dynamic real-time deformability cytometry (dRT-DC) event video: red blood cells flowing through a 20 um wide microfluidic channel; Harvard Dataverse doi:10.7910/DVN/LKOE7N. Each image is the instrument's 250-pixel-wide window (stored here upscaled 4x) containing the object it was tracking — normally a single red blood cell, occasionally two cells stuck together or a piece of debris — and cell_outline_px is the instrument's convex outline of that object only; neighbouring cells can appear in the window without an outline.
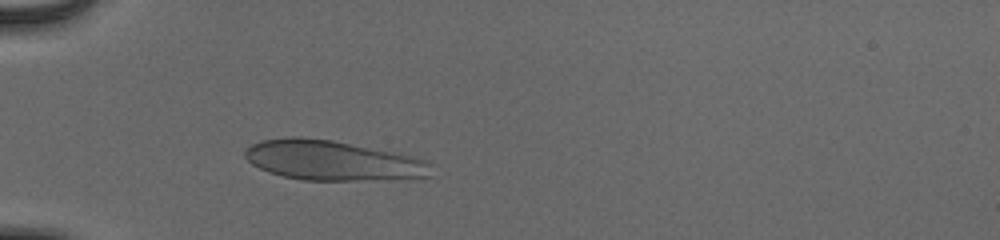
{"species": "human", "species_latin": "Homo sapiens", "temperature_condition": "cold", "stored_images_in_passage": 42, "camera_frame_rate_fps": 3000, "um_per_image_px": 0.085, "donor": {"sex": "male"}, "frame": {"image": 1, "passage_image": 6, "time_ms": 1.667, "image_size_px": [1000, 240], "cell_outline_px": [[428, 176], [356, 180], [304, 180], [284, 176], [268, 172], [252, 164], [244, 156], [244, 148], [260, 140], [292, 136], [300, 136], [332, 140], [416, 156], [428, 160]], "centroid_in_image_um": [28.16, 13.61], "position_along_channel_um": 56.8, "area_um2": 42.89}}
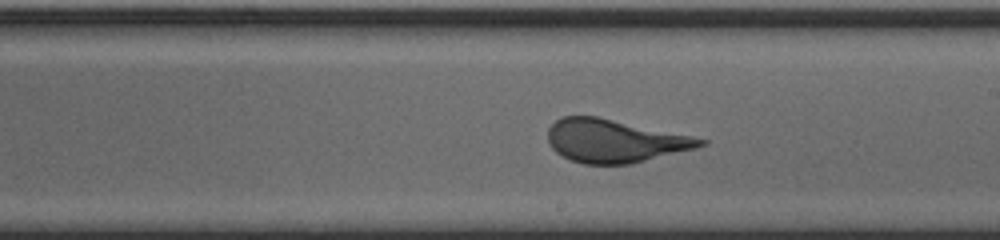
{"frame": {"image": 2, "passage_image": 21, "time_ms": 6.667, "image_size_px": [1000, 240], "cell_outline_px": [[708, 144], [696, 148], [632, 164], [584, 164], [572, 160], [556, 152], [548, 144], [548, 128], [556, 120], [564, 116], [596, 116], [692, 136], [708, 140]], "centroid_in_image_um": [52.24, 11.98], "position_along_channel_um": 236.8, "area_um2": 38.15}}
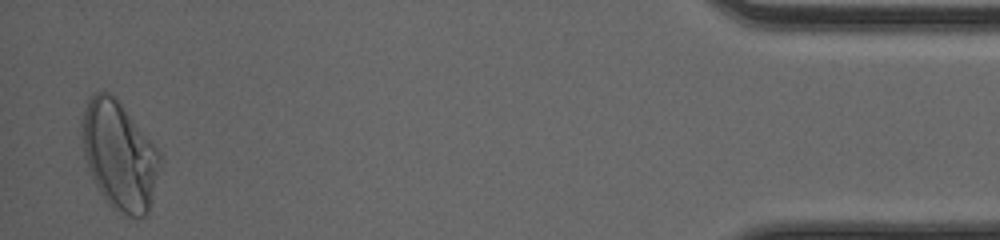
{"frame": {"image": 3, "passage_image": 41, "time_ms": 13.333, "image_size_px": [1000, 240], "cell_outline_px": [[160, 164], [148, 212], [144, 216], [128, 216], [112, 208], [104, 200], [88, 168], [84, 152], [80, 132], [80, 120], [84, 108], [88, 100], [96, 92], [108, 92], [120, 104], [160, 152]], "centroid_in_image_um": [10.1, 13.22], "position_along_channel_um": 425.1, "area_um2": 48.44}, "authors_computed_cell_mechanics": {"area_um2": 40.171, "velocity_mm_per_s": 3.891, "shape_relaxation_time_tau1_ms": 10.1078, "shape_relaxation_time_tau2_ms": null, "deformation_change_tau1": 0.238, "deformation_change_tau2": null}}